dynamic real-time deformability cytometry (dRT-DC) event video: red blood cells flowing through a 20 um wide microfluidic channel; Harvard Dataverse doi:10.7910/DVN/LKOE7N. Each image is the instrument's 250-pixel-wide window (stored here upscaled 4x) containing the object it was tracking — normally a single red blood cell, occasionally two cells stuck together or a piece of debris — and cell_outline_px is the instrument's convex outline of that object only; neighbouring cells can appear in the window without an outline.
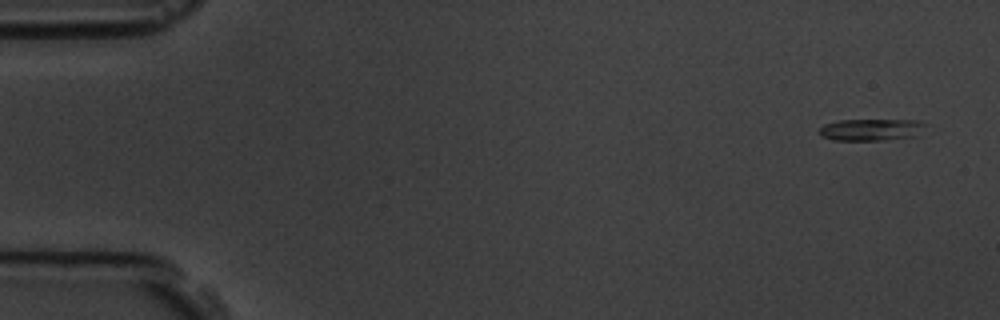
{"species": "common noctule bat (a hibernating species)", "species_latin": "Nyctalus noctula", "temperature_condition": "room temperature", "stored_images_in_passage": 5, "camera_frame_rate_fps": 3000, "um_per_image_px": 0.085, "animal": {"sex": "male", "body_mass_g": 19.5, "forearm_length_mm": 54.6}, "frame": {"image": 1, "passage_image": 1, "time_ms": 0.0, "image_size_px": [1000, 320], "cell_outline_px": [[928, 124], [920, 136], [884, 140], [836, 140], [820, 136], [820, 128], [824, 124], [840, 120], [920, 120]], "centroid_in_image_um": [74.15, 11.02], "position_along_channel_um": 10.8, "area_um2": 13.76}}
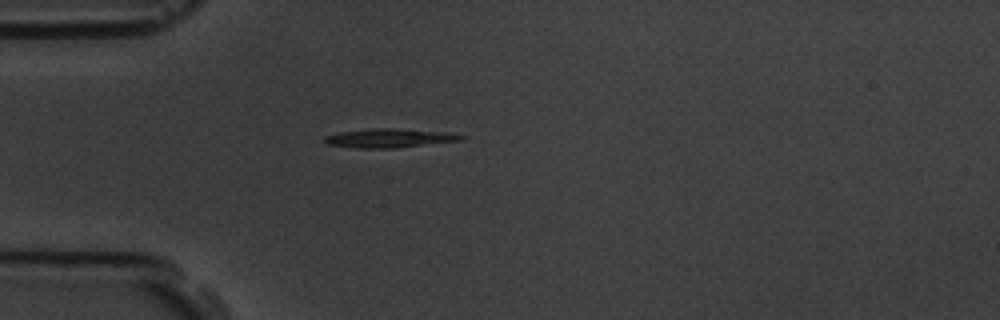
{"frame": {"image": 2, "passage_image": 5, "time_ms": 4.333, "image_size_px": [1000, 320], "cell_outline_px": [[464, 140], [396, 148], [356, 148], [328, 144], [324, 140], [324, 136], [340, 132], [376, 128], [396, 128], [452, 132], [464, 136]], "centroid_in_image_um": [33.16, 11.73], "position_along_channel_um": 51.8, "area_um2": 15.14}}